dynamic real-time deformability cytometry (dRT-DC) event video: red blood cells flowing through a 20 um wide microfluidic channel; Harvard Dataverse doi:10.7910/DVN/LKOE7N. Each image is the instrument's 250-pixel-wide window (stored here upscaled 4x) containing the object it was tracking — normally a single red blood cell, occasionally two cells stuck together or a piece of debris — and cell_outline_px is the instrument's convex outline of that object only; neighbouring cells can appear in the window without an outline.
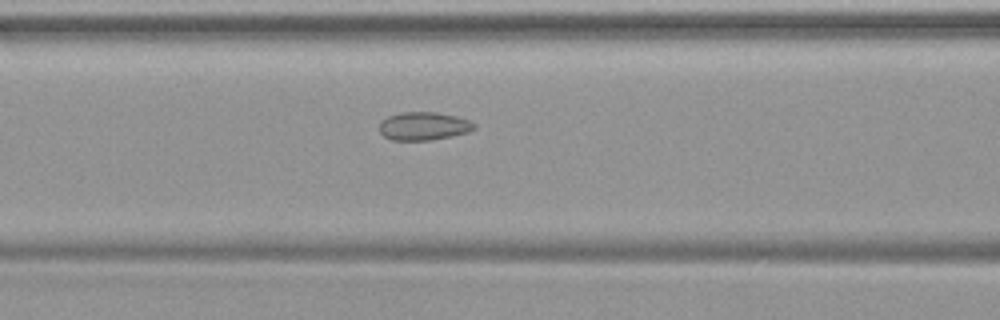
{"species": "common noctule bat (a hibernating species)", "species_latin": "Nyctalus noctula", "temperature_condition": "warm", "stored_images_in_passage": 37, "camera_frame_rate_fps": 3000, "um_per_image_px": 0.085, "animal": {"sex": "female", "body_mass_g": 19.9}, "frame": {"image": 1, "passage_image": 9, "time_ms": 2.667, "image_size_px": [1000, 320], "cell_outline_px": [[476, 128], [468, 132], [428, 140], [392, 140], [384, 136], [380, 132], [380, 120], [388, 116], [400, 112], [436, 112], [456, 116], [468, 120], [476, 124]], "centroid_in_image_um": [35.99, 10.7], "position_along_channel_um": 130.6, "area_um2": 15.49}}
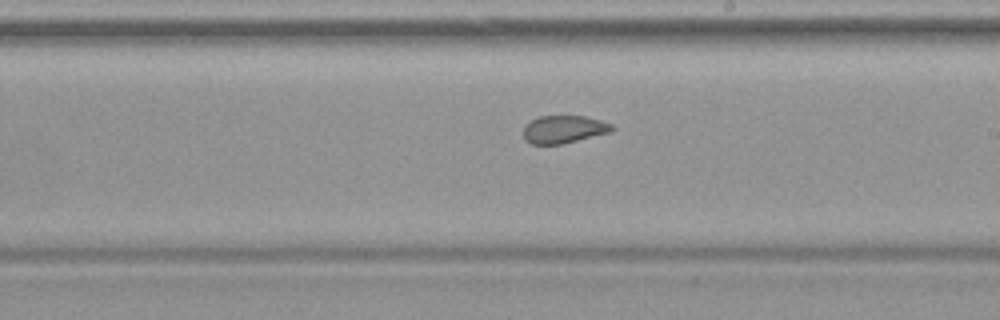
{"frame": {"image": 2, "passage_image": 17, "time_ms": 5.333, "image_size_px": [1000, 320], "cell_outline_px": [[616, 128], [612, 132], [564, 144], [532, 144], [524, 140], [524, 124], [540, 116], [584, 116], [600, 120], [612, 124]], "centroid_in_image_um": [47.95, 11.0], "position_along_channel_um": 241.1, "area_um2": 14.51}}
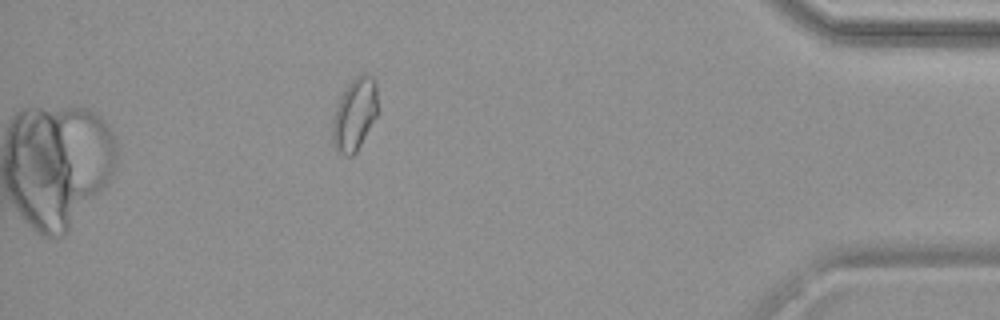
{"frame": {"image": 3, "passage_image": 32, "time_ms": 10.333, "image_size_px": [1000, 320], "cell_outline_px": [[376, 116], [356, 152], [352, 156], [344, 156], [336, 152], [332, 140], [332, 120], [336, 108], [344, 88], [356, 76], [372, 76], [376, 80]], "centroid_in_image_um": [30.11, 9.76], "position_along_channel_um": 405.1, "area_um2": 18.84}}